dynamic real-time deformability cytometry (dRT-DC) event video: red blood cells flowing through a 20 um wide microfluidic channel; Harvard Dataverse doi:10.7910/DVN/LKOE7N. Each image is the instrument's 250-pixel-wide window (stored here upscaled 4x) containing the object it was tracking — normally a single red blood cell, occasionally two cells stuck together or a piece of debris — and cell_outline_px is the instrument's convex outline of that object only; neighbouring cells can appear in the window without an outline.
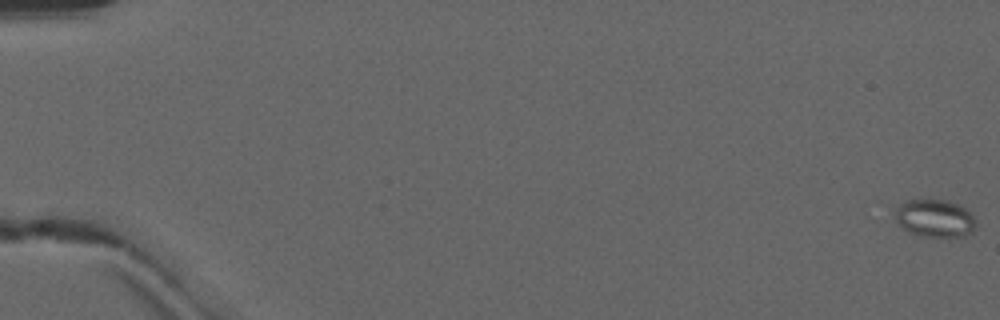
{"species": "common noctule bat (a hibernating species)", "species_latin": "Nyctalus noctula", "temperature_condition": "warm", "stored_images_in_passage": 14, "camera_frame_rate_fps": 3000, "um_per_image_px": 0.085, "animal": {"sex": "male", "forearm_length_mm": 52.5}, "frame": {"image": 1, "passage_image": 1, "time_ms": 0.0, "image_size_px": [1000, 320], "cell_outline_px": [[976, 224], [972, 232], [964, 236], [920, 236], [908, 232], [896, 220], [896, 208], [904, 200], [948, 200], [964, 208], [976, 220]], "centroid_in_image_um": [79.45, 18.55], "position_along_channel_um": 5.5, "area_um2": 17.51}}
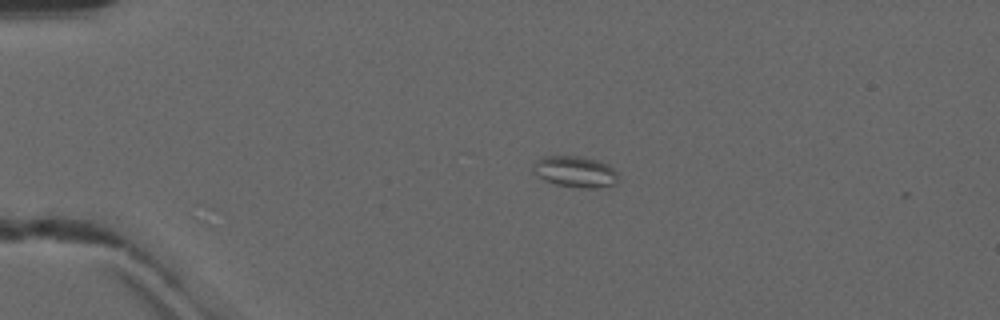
{"frame": {"image": 2, "passage_image": 13, "time_ms": 4.0, "image_size_px": [1000, 320], "cell_outline_px": [[620, 176], [616, 184], [600, 188], [580, 188], [556, 184], [544, 180], [536, 176], [532, 172], [532, 164], [540, 156], [580, 156], [596, 160], [608, 164]], "centroid_in_image_um": [48.87, 14.6], "position_along_channel_um": 36.1, "area_um2": 15.84}}